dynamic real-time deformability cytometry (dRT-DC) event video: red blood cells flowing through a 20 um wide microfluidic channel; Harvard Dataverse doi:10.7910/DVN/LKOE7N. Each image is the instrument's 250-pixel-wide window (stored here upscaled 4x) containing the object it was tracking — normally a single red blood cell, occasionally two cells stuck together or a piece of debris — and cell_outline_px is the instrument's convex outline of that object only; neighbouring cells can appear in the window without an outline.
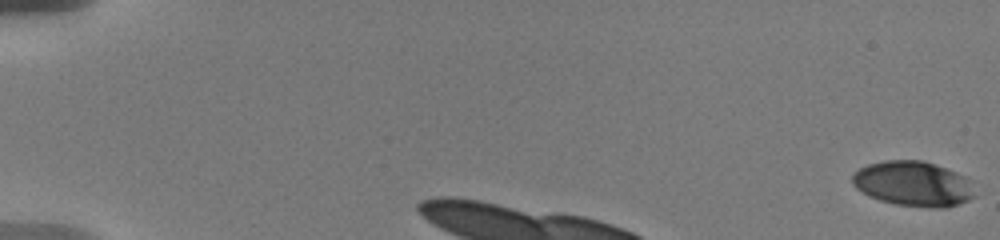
{"species": "human", "species_latin": "Homo sapiens", "temperature_condition": "warm", "stored_images_in_passage": 26, "camera_frame_rate_fps": 3000, "um_per_image_px": 0.085, "donor": {"sex": "male"}, "frame": {"image": 1, "passage_image": 1, "time_ms": 0.0, "image_size_px": [1000, 240], "cell_outline_px": [[976, 196], [968, 200], [944, 208], [940, 208], [896, 204], [880, 200], [868, 196], [856, 188], [852, 184], [852, 176], [860, 168], [868, 164], [884, 160], [920, 160], [944, 168], [960, 176]], "centroid_in_image_um": [77.51, 15.62], "position_along_channel_um": 7.5, "area_um2": 31.15}}
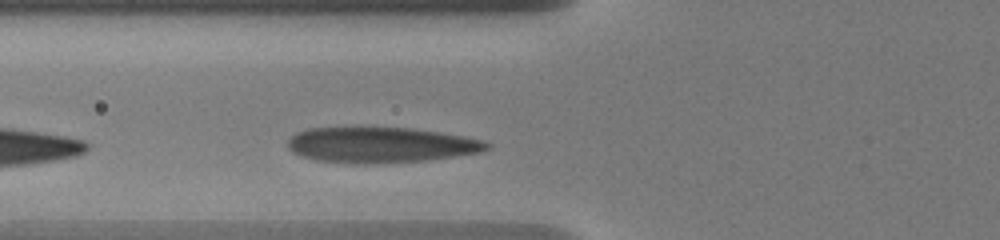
{"frame": {"image": 2, "passage_image": 20, "time_ms": 3.667, "image_size_px": [1000, 240], "cell_outline_px": [[492, 148], [480, 152], [424, 160], [364, 164], [356, 164], [316, 160], [292, 152], [288, 148], [288, 140], [292, 136], [308, 128], [408, 128], [436, 132], [484, 140], [492, 144]], "centroid_in_image_um": [32.37, 12.32], "position_along_channel_um": 93.4, "area_um2": 40.63}}
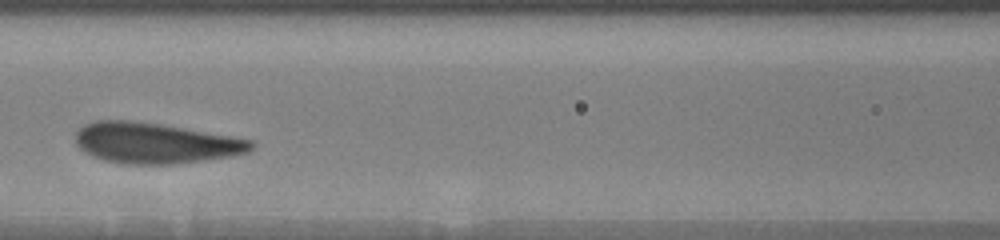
{"frame": {"image": 3, "passage_image": 24, "time_ms": 5.333, "image_size_px": [1000, 240], "cell_outline_px": [[252, 148], [248, 152], [228, 156], [172, 164], [120, 164], [104, 160], [92, 156], [84, 152], [76, 144], [76, 132], [84, 124], [96, 120], [128, 120], [156, 124], [252, 140]], "centroid_in_image_um": [13.09, 12.17], "position_along_channel_um": 153.5, "area_um2": 40.86}}